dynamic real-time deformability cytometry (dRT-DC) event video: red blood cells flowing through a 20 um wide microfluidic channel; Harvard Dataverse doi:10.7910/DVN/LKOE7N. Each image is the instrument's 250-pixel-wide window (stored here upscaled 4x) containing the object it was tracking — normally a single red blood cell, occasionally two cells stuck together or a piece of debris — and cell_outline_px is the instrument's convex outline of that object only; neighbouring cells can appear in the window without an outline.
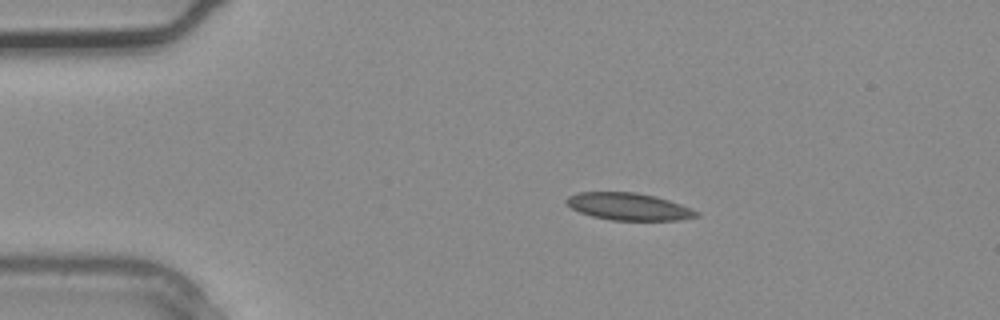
{"species": "common noctule bat (a hibernating species)", "species_latin": "Nyctalus noctula", "temperature_condition": "warm", "stored_images_in_passage": 2, "camera_frame_rate_fps": 3000, "um_per_image_px": 0.085, "animal": {"sex": "male", "body_mass_g": 20.4}, "frame": {"image": 1, "passage_image": 1, "time_ms": 0.0, "image_size_px": [1000, 320], "cell_outline_px": [[700, 216], [680, 220], [612, 220], [592, 216], [580, 212], [572, 208], [564, 200], [568, 196], [580, 192], [636, 192], [656, 196], [692, 208], [700, 212]], "centroid_in_image_um": [53.47, 17.56], "position_along_channel_um": 31.5, "area_um2": 20.63}}
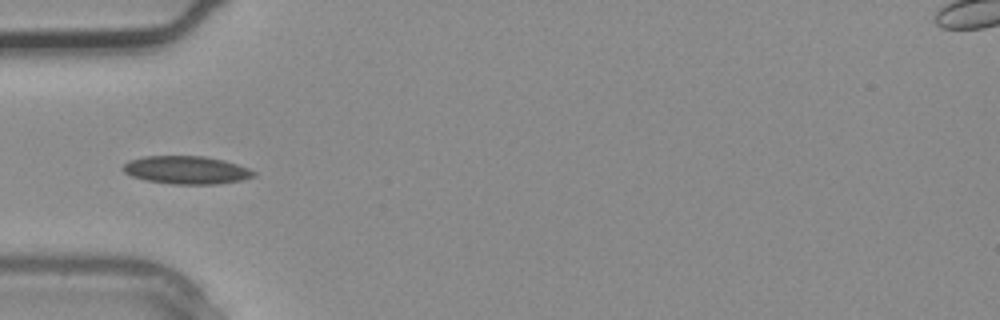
{"frame": {"image": 2, "passage_image": 2, "time_ms": 0.333, "image_size_px": [1000, 320], "cell_outline_px": [[256, 176], [240, 180], [216, 184], [172, 184], [148, 180], [132, 176], [124, 172], [120, 168], [128, 160], [144, 156], [204, 156], [224, 160], [248, 168], [256, 172]], "centroid_in_image_um": [15.83, 14.44], "position_along_channel_um": 69.2, "area_um2": 21.27}}